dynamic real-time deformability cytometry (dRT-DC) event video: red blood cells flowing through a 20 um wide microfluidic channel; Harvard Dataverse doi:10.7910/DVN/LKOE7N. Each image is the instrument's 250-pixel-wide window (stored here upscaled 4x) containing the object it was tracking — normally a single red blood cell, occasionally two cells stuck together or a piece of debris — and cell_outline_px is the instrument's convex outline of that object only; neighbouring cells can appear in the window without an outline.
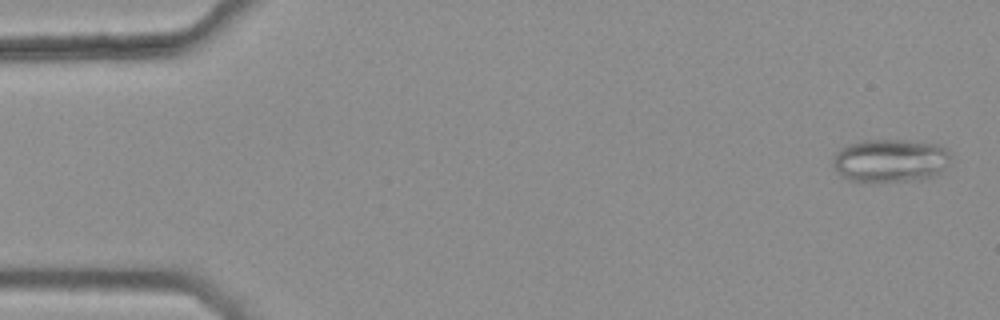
{"species": "common noctule bat (a hibernating species)", "species_latin": "Nyctalus noctula", "temperature_condition": "warm", "stored_images_in_passage": 5, "camera_frame_rate_fps": 3000, "um_per_image_px": 0.085, "animal": {"sex": "female", "body_mass_g": 25.1}, "frame": {"image": 1, "passage_image": 1, "time_ms": 0.0, "image_size_px": [1000, 320], "cell_outline_px": [[952, 164], [936, 176], [928, 180], [848, 180], [840, 176], [832, 164], [832, 156], [844, 144], [860, 140], [908, 140], [940, 144], [948, 148]], "centroid_in_image_um": [75.73, 13.62], "position_along_channel_um": 9.3, "area_um2": 30.35}}